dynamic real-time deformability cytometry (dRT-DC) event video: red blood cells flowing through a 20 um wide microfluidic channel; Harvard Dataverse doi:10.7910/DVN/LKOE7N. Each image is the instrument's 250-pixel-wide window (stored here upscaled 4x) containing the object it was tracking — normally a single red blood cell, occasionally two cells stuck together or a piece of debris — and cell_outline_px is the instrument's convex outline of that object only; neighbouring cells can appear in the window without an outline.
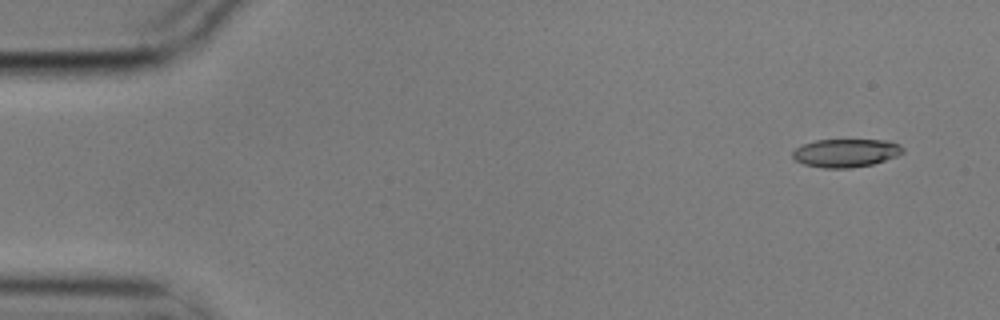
{"species": "common noctule bat (a hibernating species)", "species_latin": "Nyctalus noctula", "temperature_condition": "cold", "stored_images_in_passage": 10, "camera_frame_rate_fps": 3000, "um_per_image_px": 0.085, "animal": {"sex": "male", "body_mass_g": 17.9}, "frame": {"image": 1, "passage_image": 1, "time_ms": 0.0, "image_size_px": [1000, 320], "cell_outline_px": [[904, 152], [896, 156], [872, 164], [852, 168], [824, 168], [804, 164], [796, 160], [792, 156], [792, 152], [796, 148], [804, 144], [816, 140], [888, 140], [900, 144], [904, 148]], "centroid_in_image_um": [71.92, 13.0], "position_along_channel_um": 13.1, "area_um2": 18.09}}
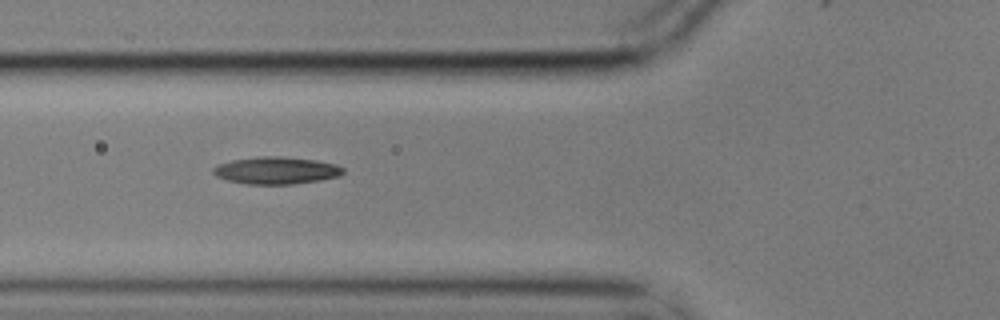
{"frame": {"image": 2, "passage_image": 6, "time_ms": 1.667, "image_size_px": [1000, 320], "cell_outline_px": [[344, 172], [340, 176], [320, 180], [292, 184], [248, 184], [228, 180], [216, 176], [212, 172], [212, 168], [216, 164], [232, 160], [260, 156], [280, 156], [316, 160], [336, 164], [344, 168]], "centroid_in_image_um": [23.47, 14.48], "position_along_channel_um": 102.3, "area_um2": 20.69}}
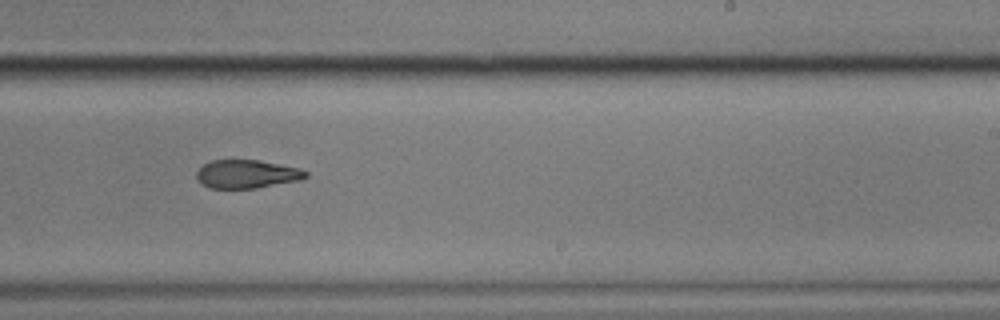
{"frame": {"image": 3, "passage_image": 10, "time_ms": 3.0, "image_size_px": [1000, 320], "cell_outline_px": [[308, 176], [300, 180], [256, 188], [208, 188], [196, 176], [196, 172], [204, 164], [212, 160], [260, 160], [300, 168], [308, 172]], "centroid_in_image_um": [21.01, 14.79], "position_along_channel_um": 268.0, "area_um2": 17.98}}